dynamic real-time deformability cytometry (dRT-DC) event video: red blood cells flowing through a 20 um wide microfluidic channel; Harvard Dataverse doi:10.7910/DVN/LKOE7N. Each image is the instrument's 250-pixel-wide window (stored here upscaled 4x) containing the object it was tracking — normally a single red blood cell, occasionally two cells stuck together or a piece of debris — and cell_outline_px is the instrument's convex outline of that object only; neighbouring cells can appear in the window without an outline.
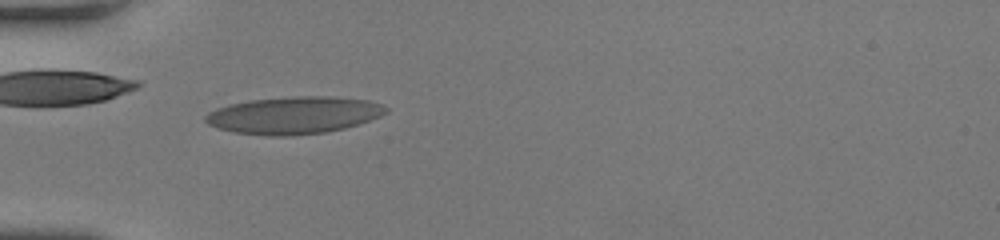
{"species": "human", "species_latin": "Homo sapiens", "temperature_condition": "room temperature", "stored_images_in_passage": 37, "camera_frame_rate_fps": 3000, "um_per_image_px": 0.085, "donor": {"sex": "female"}, "frame": {"image": 1, "passage_image": 1, "time_ms": 0.0, "image_size_px": [1000, 240], "cell_outline_px": [[388, 112], [380, 116], [344, 128], [328, 132], [292, 136], [268, 136], [232, 132], [216, 128], [208, 124], [204, 120], [204, 116], [208, 112], [216, 108], [228, 104], [252, 100], [292, 96], [332, 96], [368, 100], [380, 104], [388, 108]], "centroid_in_image_um": [24.94, 9.8], "position_along_channel_um": 60.1, "area_um2": 39.42}}
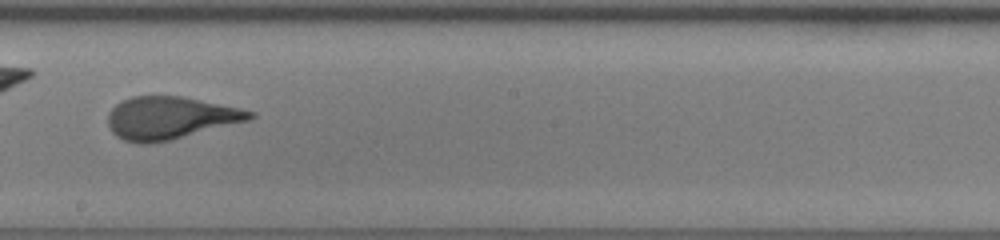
{"frame": {"image": 2, "passage_image": 15, "time_ms": 4.667, "image_size_px": [1000, 240], "cell_outline_px": [[256, 116], [248, 120], [172, 140], [152, 144], [136, 144], [124, 140], [116, 136], [112, 132], [108, 124], [108, 112], [116, 104], [132, 96], [180, 96], [240, 108], [256, 112]], "centroid_in_image_um": [14.43, 10.04], "position_along_channel_um": 233.8, "area_um2": 35.2}}
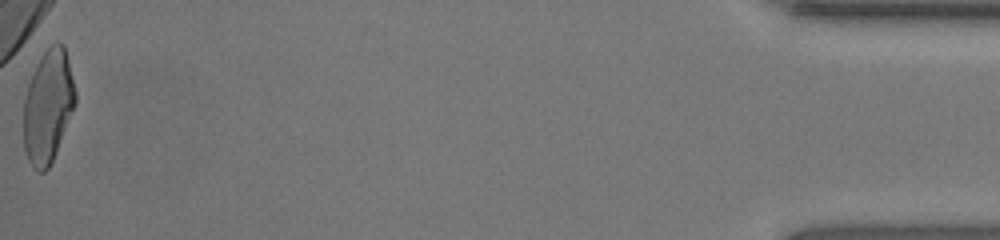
{"frame": {"image": 3, "passage_image": 37, "time_ms": 12.0, "image_size_px": [1000, 240], "cell_outline_px": [[76, 104], [56, 152], [48, 168], [44, 172], [36, 172], [32, 168], [24, 152], [24, 96], [28, 84], [44, 52], [52, 44], [60, 44], [64, 48], [68, 60], [76, 92]], "centroid_in_image_um": [4.08, 9.12], "position_along_channel_um": 431.1, "area_um2": 33.7}, "authors_computed_cell_mechanics": {"area_um2": 34.68, "velocity_mm_per_s": 3.9267, "shape_relaxation_time_tau1_ms": 9.6354, "shape_relaxation_time_tau2_ms": null, "deformation_change_tau1": 0.3229, "deformation_change_tau2": null}}